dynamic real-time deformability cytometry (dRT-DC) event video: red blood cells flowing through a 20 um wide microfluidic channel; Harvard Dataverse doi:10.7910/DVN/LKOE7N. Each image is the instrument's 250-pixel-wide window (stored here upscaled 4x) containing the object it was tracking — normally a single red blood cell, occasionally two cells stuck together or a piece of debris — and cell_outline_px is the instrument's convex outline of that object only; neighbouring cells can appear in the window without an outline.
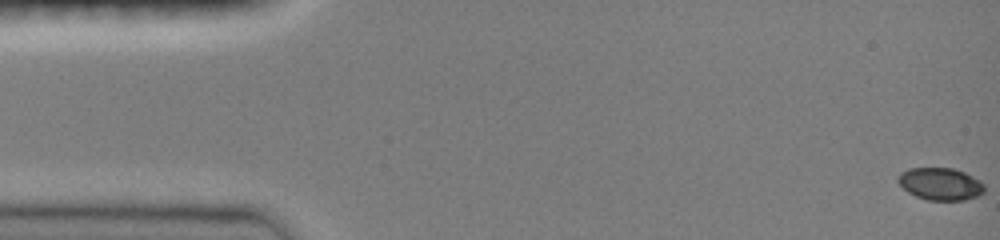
{"species": "common noctule bat (a hibernating species)", "species_latin": "Nyctalus noctula", "temperature_condition": "room temperature", "stored_images_in_passage": 48, "camera_frame_rate_fps": 3000, "um_per_image_px": 0.085, "animal": {"sex": "female", "body_mass_g": 19.0, "forearm_length_mm": 51.5}, "frame": {"image": 1, "passage_image": 1, "time_ms": 0.0, "image_size_px": [1000, 240], "cell_outline_px": [[984, 192], [976, 196], [964, 200], [928, 200], [916, 196], [908, 192], [896, 180], [900, 172], [908, 168], [952, 168], [964, 172], [984, 184]], "centroid_in_image_um": [79.9, 15.63], "position_along_channel_um": 5.1, "area_um2": 16.13}}
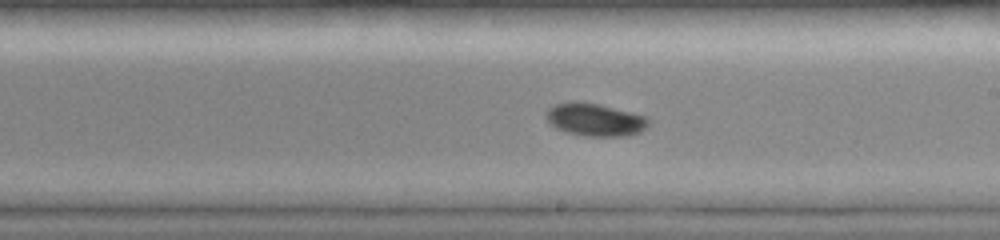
{"frame": {"image": 2, "passage_image": 28, "time_ms": 9.0, "image_size_px": [1000, 240], "cell_outline_px": [[652, 120], [648, 128], [640, 132], [628, 136], [588, 136], [568, 132], [556, 128], [548, 124], [544, 116], [544, 112], [548, 108], [556, 104], [572, 100], [580, 100], [600, 104], [648, 116]], "centroid_in_image_um": [50.59, 10.15], "position_along_channel_um": 238.4, "area_um2": 20.23}}
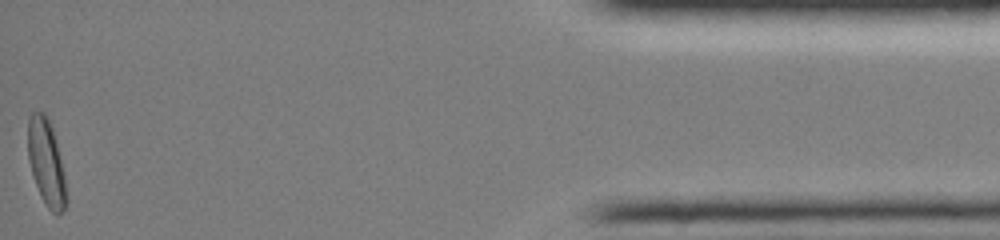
{"frame": {"image": 3, "passage_image": 48, "time_ms": 15.667, "image_size_px": [1000, 240], "cell_outline_px": [[68, 200], [64, 208], [56, 216], [44, 204], [36, 184], [28, 160], [28, 116], [32, 112], [44, 112], [52, 128], [64, 176]], "centroid_in_image_um": [3.92, 13.85], "position_along_channel_um": 431.3, "area_um2": 18.96}, "authors_computed_cell_mechanics": {"area_um2": 18.3226, "velocity_mm_per_s": 4.0654, "shape_relaxation_time_tau1_ms": 4.3269, "shape_relaxation_time_tau2_ms": null, "deformation_change_tau1": 0.1321, "deformation_change_tau2": null}}